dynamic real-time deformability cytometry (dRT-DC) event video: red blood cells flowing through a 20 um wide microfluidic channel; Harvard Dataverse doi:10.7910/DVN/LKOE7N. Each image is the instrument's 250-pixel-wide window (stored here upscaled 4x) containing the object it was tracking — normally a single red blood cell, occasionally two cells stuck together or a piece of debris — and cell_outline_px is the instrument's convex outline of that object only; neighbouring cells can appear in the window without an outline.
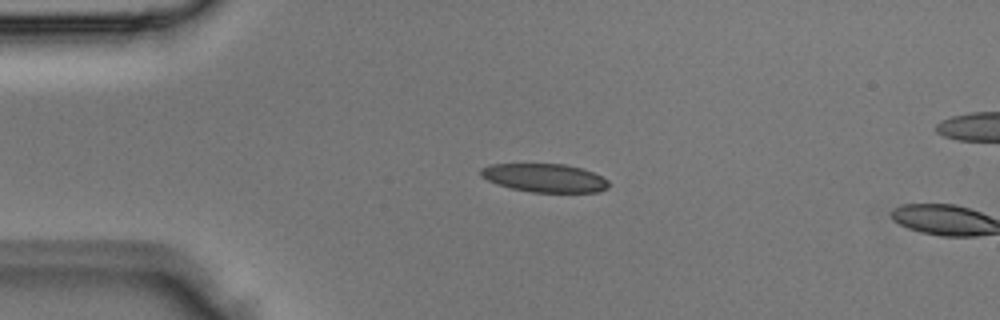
{"species": "Egyptian fruit bat (a non-hibernating species)", "species_latin": "Rousettus aegyptiacus", "temperature_condition": "room temperature", "stored_images_in_passage": 3, "camera_frame_rate_fps": 3000, "um_per_image_px": 0.085, "animal": {"sex": "male"}, "frame": {"image": 1, "passage_image": 2, "time_ms": 0.333, "image_size_px": [1000, 320], "cell_outline_px": [[608, 188], [600, 192], [532, 192], [512, 188], [496, 184], [480, 176], [480, 168], [492, 164], [564, 164], [580, 168], [592, 172], [608, 180]], "centroid_in_image_um": [46.28, 15.12], "position_along_channel_um": 38.7, "area_um2": 21.1}}